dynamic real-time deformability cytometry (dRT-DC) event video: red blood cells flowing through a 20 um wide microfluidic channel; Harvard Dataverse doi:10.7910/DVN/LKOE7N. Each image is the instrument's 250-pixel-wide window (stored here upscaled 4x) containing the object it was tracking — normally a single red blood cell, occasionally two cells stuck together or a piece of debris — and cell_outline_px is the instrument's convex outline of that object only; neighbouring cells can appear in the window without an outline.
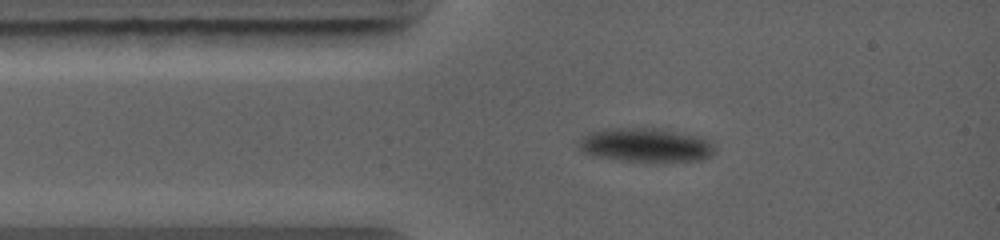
{"species": "common noctule bat (a hibernating species)", "species_latin": "Nyctalus noctula", "temperature_condition": "warm", "stored_images_in_passage": 39, "camera_frame_rate_fps": 5000, "um_per_image_px": 0.085, "animal": {"sex": "female", "body_mass_g": 19.0, "forearm_length_mm": 56.7}, "frame": {"image": 1, "passage_image": 4, "time_ms": 1.6, "image_size_px": [1000, 240], "cell_outline_px": [[716, 152], [712, 156], [700, 160], [664, 164], [652, 164], [620, 160], [596, 156], [584, 152], [580, 148], [580, 140], [588, 132], [608, 128], [664, 128], [704, 136], [712, 140], [716, 144]], "centroid_in_image_um": [55.06, 12.36], "position_along_channel_um": 29.9, "area_um2": 28.38}}
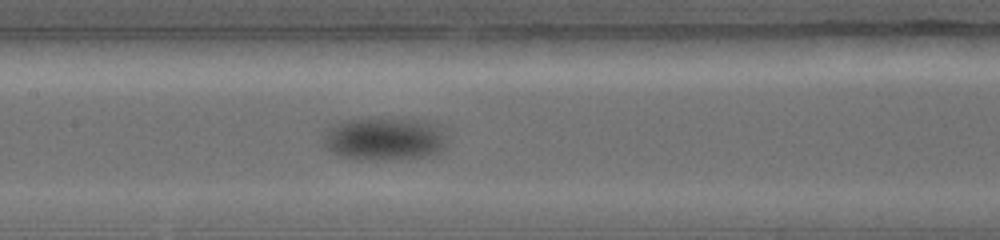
{"frame": {"image": 2, "passage_image": 16, "time_ms": 5.4, "image_size_px": [1000, 240], "cell_outline_px": [[444, 148], [440, 152], [432, 156], [396, 160], [356, 160], [340, 156], [332, 152], [320, 140], [324, 132], [328, 128], [336, 124], [348, 120], [424, 120], [436, 128], [440, 132], [444, 140]], "centroid_in_image_um": [32.6, 11.87], "position_along_channel_um": 174.8, "area_um2": 30.52}}
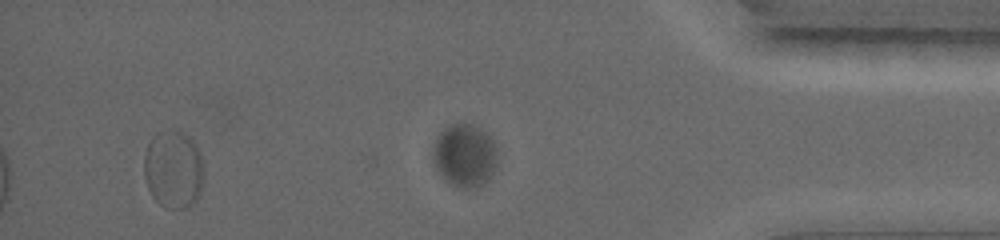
{"frame": {"image": 3, "passage_image": 34, "time_ms": 11.2, "image_size_px": [1000, 240], "cell_outline_px": [[204, 184], [196, 200], [188, 208], [172, 208], [160, 204], [152, 196], [148, 188], [144, 176], [144, 156], [148, 144], [152, 136], [168, 128], [184, 132], [196, 144], [204, 168]], "centroid_in_image_um": [14.75, 14.38], "position_along_channel_um": 420.4, "area_um2": 27.51}}